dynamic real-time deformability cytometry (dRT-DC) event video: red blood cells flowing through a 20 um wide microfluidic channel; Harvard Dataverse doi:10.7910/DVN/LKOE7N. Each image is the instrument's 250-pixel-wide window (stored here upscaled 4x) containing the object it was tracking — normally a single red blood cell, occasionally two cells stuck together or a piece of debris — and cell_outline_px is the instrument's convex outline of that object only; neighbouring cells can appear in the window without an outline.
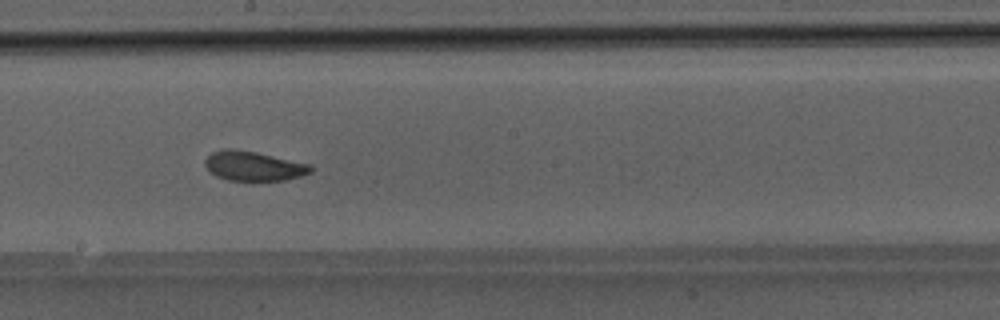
{"species": "Egyptian fruit bat (a non-hibernating species)", "species_latin": "Rousettus aegyptiacus", "temperature_condition": "room temperature", "stored_images_in_passage": 50, "camera_frame_rate_fps": 3000, "um_per_image_px": 0.085, "animal": {"sex": "male"}, "frame": {"image": 1, "passage_image": 28, "time_ms": 9.0, "image_size_px": [1000, 320], "cell_outline_px": [[312, 172], [300, 176], [284, 180], [228, 180], [216, 176], [208, 172], [204, 164], [204, 160], [212, 152], [220, 148], [232, 148], [256, 152], [312, 164]], "centroid_in_image_um": [21.52, 14.1], "position_along_channel_um": 226.7, "area_um2": 18.38}}
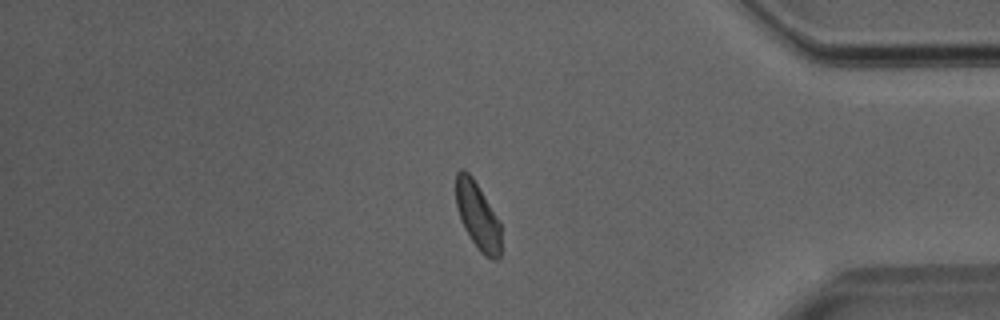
{"frame": {"image": 2, "passage_image": 42, "time_ms": 13.667, "image_size_px": [1000, 320], "cell_outline_px": [[500, 260], [492, 260], [484, 256], [480, 252], [464, 228], [456, 208], [456, 172], [460, 168], [464, 168], [472, 176], [500, 224]], "centroid_in_image_um": [40.58, 18.36], "position_along_channel_um": 394.6, "area_um2": 17.46}}